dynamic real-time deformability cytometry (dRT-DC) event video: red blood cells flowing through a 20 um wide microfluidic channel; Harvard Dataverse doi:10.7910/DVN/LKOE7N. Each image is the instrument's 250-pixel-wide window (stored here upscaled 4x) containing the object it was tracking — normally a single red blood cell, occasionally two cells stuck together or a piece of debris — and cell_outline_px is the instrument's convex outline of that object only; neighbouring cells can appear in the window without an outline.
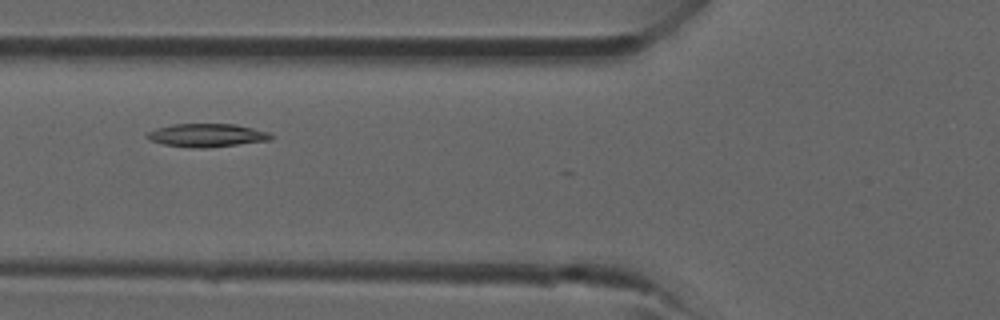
{"species": "common noctule bat (a hibernating species)", "species_latin": "Nyctalus noctula", "temperature_condition": "room temperature", "stored_images_in_passage": 5, "camera_frame_rate_fps": 3000, "um_per_image_px": 0.085, "animal": {"sex": "male", "forearm_length_mm": 52.5}, "frame": {"image": 1, "passage_image": 3, "time_ms": 0.667, "image_size_px": [1000, 320], "cell_outline_px": [[272, 140], [204, 148], [192, 148], [164, 144], [152, 140], [144, 136], [148, 132], [156, 128], [172, 124], [236, 124], [268, 132], [272, 136]], "centroid_in_image_um": [17.57, 11.49], "position_along_channel_um": 108.2, "area_um2": 16.65}}
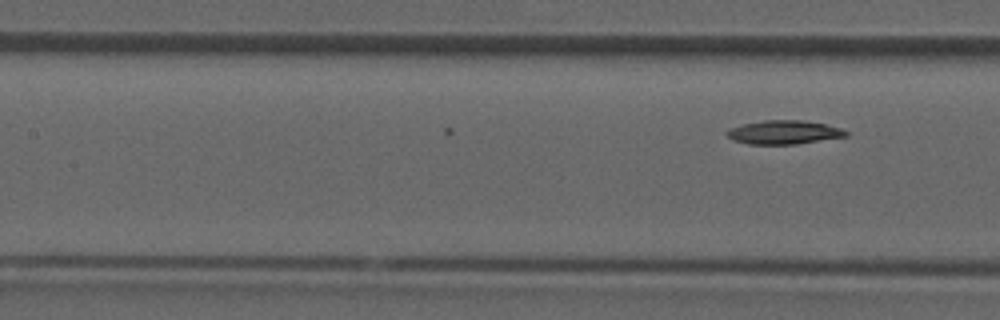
{"frame": {"image": 2, "passage_image": 5, "time_ms": 1.333, "image_size_px": [1000, 320], "cell_outline_px": [[848, 136], [796, 144], [748, 144], [732, 140], [724, 132], [728, 128], [744, 124], [764, 120], [804, 120], [824, 124], [840, 128], [848, 132]], "centroid_in_image_um": [66.6, 11.24], "position_along_channel_um": 140.8, "area_um2": 16.47}}